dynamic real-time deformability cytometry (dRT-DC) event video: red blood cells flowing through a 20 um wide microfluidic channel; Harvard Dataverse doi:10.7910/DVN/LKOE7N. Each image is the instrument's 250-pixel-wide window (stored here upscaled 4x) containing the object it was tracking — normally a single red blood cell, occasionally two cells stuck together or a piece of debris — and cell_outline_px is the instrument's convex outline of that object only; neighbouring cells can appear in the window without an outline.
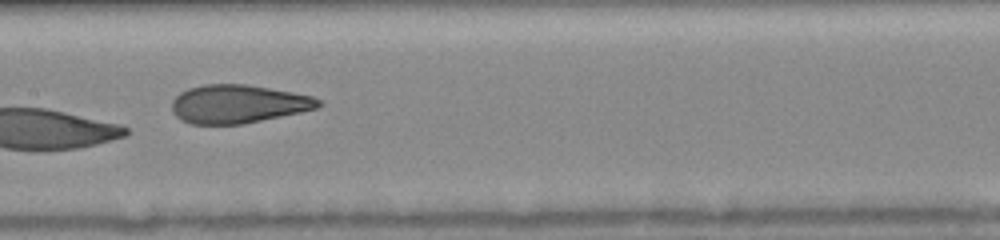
{"species": "human", "species_latin": "Homo sapiens", "temperature_condition": "room temperature", "stored_images_in_passage": 32, "camera_frame_rate_fps": 3000, "um_per_image_px": 0.085, "donor": {"sex": "female"}, "frame": {"image": 1, "passage_image": 19, "time_ms": 7.667, "image_size_px": [1000, 240], "cell_outline_px": [[324, 104], [316, 108], [300, 112], [240, 124], [192, 124], [180, 120], [172, 112], [172, 100], [180, 92], [188, 88], [204, 84], [244, 84], [292, 92], [312, 96], [320, 100]], "centroid_in_image_um": [20.2, 8.83], "position_along_channel_um": 187.2, "area_um2": 32.6}}